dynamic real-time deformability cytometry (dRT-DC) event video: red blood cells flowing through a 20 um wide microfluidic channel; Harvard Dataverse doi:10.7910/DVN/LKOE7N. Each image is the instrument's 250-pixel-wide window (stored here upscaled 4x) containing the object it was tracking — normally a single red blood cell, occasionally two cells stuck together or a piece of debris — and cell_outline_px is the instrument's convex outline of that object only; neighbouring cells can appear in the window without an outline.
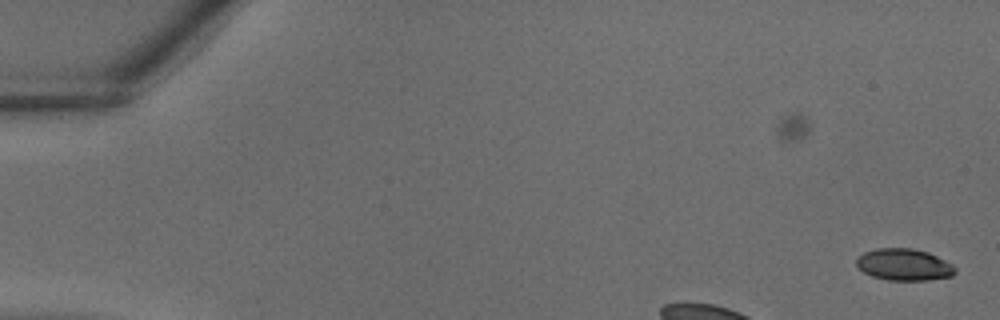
{"species": "common noctule bat (a hibernating species)", "species_latin": "Nyctalus noctula", "temperature_condition": "warm", "stored_images_in_passage": 7, "camera_frame_rate_fps": 3000, "um_per_image_px": 0.085, "animal": {"sex": "male", "body_mass_g": 18.8}, "frame": {"image": 1, "passage_image": 7, "time_ms": 2.0, "image_size_px": [1000, 320], "cell_outline_px": [[956, 272], [952, 276], [928, 280], [888, 280], [872, 276], [864, 272], [856, 264], [856, 256], [864, 252], [876, 248], [912, 248], [928, 252], [952, 264], [956, 268]], "centroid_in_image_um": [76.83, 22.49], "position_along_channel_um": 8.2, "area_um2": 18.32}}